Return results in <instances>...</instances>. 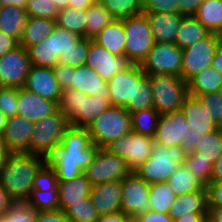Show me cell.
<instances>
[{"instance_id": "16", "label": "cell", "mask_w": 222, "mask_h": 222, "mask_svg": "<svg viewBox=\"0 0 222 222\" xmlns=\"http://www.w3.org/2000/svg\"><path fill=\"white\" fill-rule=\"evenodd\" d=\"M190 130L182 110L160 115L154 142L162 146H181L185 134Z\"/></svg>"}, {"instance_id": "8", "label": "cell", "mask_w": 222, "mask_h": 222, "mask_svg": "<svg viewBox=\"0 0 222 222\" xmlns=\"http://www.w3.org/2000/svg\"><path fill=\"white\" fill-rule=\"evenodd\" d=\"M182 49L174 43L156 42L140 64L146 75L182 77Z\"/></svg>"}, {"instance_id": "43", "label": "cell", "mask_w": 222, "mask_h": 222, "mask_svg": "<svg viewBox=\"0 0 222 222\" xmlns=\"http://www.w3.org/2000/svg\"><path fill=\"white\" fill-rule=\"evenodd\" d=\"M184 165L205 186L212 182V166L210 160L202 158V155L194 152L186 155Z\"/></svg>"}, {"instance_id": "50", "label": "cell", "mask_w": 222, "mask_h": 222, "mask_svg": "<svg viewBox=\"0 0 222 222\" xmlns=\"http://www.w3.org/2000/svg\"><path fill=\"white\" fill-rule=\"evenodd\" d=\"M200 102L203 104L209 113L212 121L218 128H222V95L218 92L204 95H197Z\"/></svg>"}, {"instance_id": "5", "label": "cell", "mask_w": 222, "mask_h": 222, "mask_svg": "<svg viewBox=\"0 0 222 222\" xmlns=\"http://www.w3.org/2000/svg\"><path fill=\"white\" fill-rule=\"evenodd\" d=\"M153 108L160 114L180 110L189 95L188 83L180 76L149 75Z\"/></svg>"}, {"instance_id": "28", "label": "cell", "mask_w": 222, "mask_h": 222, "mask_svg": "<svg viewBox=\"0 0 222 222\" xmlns=\"http://www.w3.org/2000/svg\"><path fill=\"white\" fill-rule=\"evenodd\" d=\"M55 26L56 20L54 19L27 17L19 45L27 50L29 47L39 44L51 35Z\"/></svg>"}, {"instance_id": "20", "label": "cell", "mask_w": 222, "mask_h": 222, "mask_svg": "<svg viewBox=\"0 0 222 222\" xmlns=\"http://www.w3.org/2000/svg\"><path fill=\"white\" fill-rule=\"evenodd\" d=\"M122 181H108L91 188L90 199L99 216L121 211Z\"/></svg>"}, {"instance_id": "39", "label": "cell", "mask_w": 222, "mask_h": 222, "mask_svg": "<svg viewBox=\"0 0 222 222\" xmlns=\"http://www.w3.org/2000/svg\"><path fill=\"white\" fill-rule=\"evenodd\" d=\"M82 37L76 33L60 28L57 25L54 27L50 35L52 48V68L59 63L61 54L74 46Z\"/></svg>"}, {"instance_id": "7", "label": "cell", "mask_w": 222, "mask_h": 222, "mask_svg": "<svg viewBox=\"0 0 222 222\" xmlns=\"http://www.w3.org/2000/svg\"><path fill=\"white\" fill-rule=\"evenodd\" d=\"M69 126V120L59 110L34 123L29 141V153L44 157L51 148L61 142Z\"/></svg>"}, {"instance_id": "21", "label": "cell", "mask_w": 222, "mask_h": 222, "mask_svg": "<svg viewBox=\"0 0 222 222\" xmlns=\"http://www.w3.org/2000/svg\"><path fill=\"white\" fill-rule=\"evenodd\" d=\"M71 89L81 91L87 96L109 99V87L107 82L87 65L74 68Z\"/></svg>"}, {"instance_id": "31", "label": "cell", "mask_w": 222, "mask_h": 222, "mask_svg": "<svg viewBox=\"0 0 222 222\" xmlns=\"http://www.w3.org/2000/svg\"><path fill=\"white\" fill-rule=\"evenodd\" d=\"M188 93L191 96L211 94L218 91L222 83L220 75L213 67L202 69L188 82Z\"/></svg>"}, {"instance_id": "56", "label": "cell", "mask_w": 222, "mask_h": 222, "mask_svg": "<svg viewBox=\"0 0 222 222\" xmlns=\"http://www.w3.org/2000/svg\"><path fill=\"white\" fill-rule=\"evenodd\" d=\"M133 219L136 222H173V218L169 213H160L152 210L138 214Z\"/></svg>"}, {"instance_id": "10", "label": "cell", "mask_w": 222, "mask_h": 222, "mask_svg": "<svg viewBox=\"0 0 222 222\" xmlns=\"http://www.w3.org/2000/svg\"><path fill=\"white\" fill-rule=\"evenodd\" d=\"M220 44V35L210 33L202 40L183 49L182 78L188 82L202 69L211 67L215 52Z\"/></svg>"}, {"instance_id": "12", "label": "cell", "mask_w": 222, "mask_h": 222, "mask_svg": "<svg viewBox=\"0 0 222 222\" xmlns=\"http://www.w3.org/2000/svg\"><path fill=\"white\" fill-rule=\"evenodd\" d=\"M150 185L135 172L122 180L121 211L131 218L150 210Z\"/></svg>"}, {"instance_id": "74", "label": "cell", "mask_w": 222, "mask_h": 222, "mask_svg": "<svg viewBox=\"0 0 222 222\" xmlns=\"http://www.w3.org/2000/svg\"><path fill=\"white\" fill-rule=\"evenodd\" d=\"M129 222H136L133 218Z\"/></svg>"}, {"instance_id": "48", "label": "cell", "mask_w": 222, "mask_h": 222, "mask_svg": "<svg viewBox=\"0 0 222 222\" xmlns=\"http://www.w3.org/2000/svg\"><path fill=\"white\" fill-rule=\"evenodd\" d=\"M81 91L65 89L60 95L58 110L70 120L80 109Z\"/></svg>"}, {"instance_id": "34", "label": "cell", "mask_w": 222, "mask_h": 222, "mask_svg": "<svg viewBox=\"0 0 222 222\" xmlns=\"http://www.w3.org/2000/svg\"><path fill=\"white\" fill-rule=\"evenodd\" d=\"M86 10L67 7L60 9L56 18V25L81 37H86Z\"/></svg>"}, {"instance_id": "68", "label": "cell", "mask_w": 222, "mask_h": 222, "mask_svg": "<svg viewBox=\"0 0 222 222\" xmlns=\"http://www.w3.org/2000/svg\"><path fill=\"white\" fill-rule=\"evenodd\" d=\"M28 0H0V8L6 6H17L26 9Z\"/></svg>"}, {"instance_id": "52", "label": "cell", "mask_w": 222, "mask_h": 222, "mask_svg": "<svg viewBox=\"0 0 222 222\" xmlns=\"http://www.w3.org/2000/svg\"><path fill=\"white\" fill-rule=\"evenodd\" d=\"M58 184L56 172L45 165L38 171L33 182L32 190L49 191Z\"/></svg>"}, {"instance_id": "15", "label": "cell", "mask_w": 222, "mask_h": 222, "mask_svg": "<svg viewBox=\"0 0 222 222\" xmlns=\"http://www.w3.org/2000/svg\"><path fill=\"white\" fill-rule=\"evenodd\" d=\"M144 74L140 64H131L107 82L111 106L125 107L127 104H134L135 84Z\"/></svg>"}, {"instance_id": "37", "label": "cell", "mask_w": 222, "mask_h": 222, "mask_svg": "<svg viewBox=\"0 0 222 222\" xmlns=\"http://www.w3.org/2000/svg\"><path fill=\"white\" fill-rule=\"evenodd\" d=\"M176 197L175 192L167 182L151 184L149 190L150 210L169 213L171 204Z\"/></svg>"}, {"instance_id": "72", "label": "cell", "mask_w": 222, "mask_h": 222, "mask_svg": "<svg viewBox=\"0 0 222 222\" xmlns=\"http://www.w3.org/2000/svg\"><path fill=\"white\" fill-rule=\"evenodd\" d=\"M220 95H222V83L221 86L219 87L218 91H217Z\"/></svg>"}, {"instance_id": "53", "label": "cell", "mask_w": 222, "mask_h": 222, "mask_svg": "<svg viewBox=\"0 0 222 222\" xmlns=\"http://www.w3.org/2000/svg\"><path fill=\"white\" fill-rule=\"evenodd\" d=\"M143 12L178 13L177 0H142Z\"/></svg>"}, {"instance_id": "32", "label": "cell", "mask_w": 222, "mask_h": 222, "mask_svg": "<svg viewBox=\"0 0 222 222\" xmlns=\"http://www.w3.org/2000/svg\"><path fill=\"white\" fill-rule=\"evenodd\" d=\"M194 17L210 32H222V0H204Z\"/></svg>"}, {"instance_id": "59", "label": "cell", "mask_w": 222, "mask_h": 222, "mask_svg": "<svg viewBox=\"0 0 222 222\" xmlns=\"http://www.w3.org/2000/svg\"><path fill=\"white\" fill-rule=\"evenodd\" d=\"M200 136H202L201 133L195 134L192 133L190 130H188V132L185 134L181 147L186 155L195 152V148L198 140L200 139Z\"/></svg>"}, {"instance_id": "60", "label": "cell", "mask_w": 222, "mask_h": 222, "mask_svg": "<svg viewBox=\"0 0 222 222\" xmlns=\"http://www.w3.org/2000/svg\"><path fill=\"white\" fill-rule=\"evenodd\" d=\"M19 45V42L10 35L0 31V57L14 49Z\"/></svg>"}, {"instance_id": "9", "label": "cell", "mask_w": 222, "mask_h": 222, "mask_svg": "<svg viewBox=\"0 0 222 222\" xmlns=\"http://www.w3.org/2000/svg\"><path fill=\"white\" fill-rule=\"evenodd\" d=\"M154 143V138L131 131L111 141L104 148L125 160L134 172L151 156Z\"/></svg>"}, {"instance_id": "22", "label": "cell", "mask_w": 222, "mask_h": 222, "mask_svg": "<svg viewBox=\"0 0 222 222\" xmlns=\"http://www.w3.org/2000/svg\"><path fill=\"white\" fill-rule=\"evenodd\" d=\"M181 110L192 133L204 135L218 129L207 109L197 97L188 95L182 104Z\"/></svg>"}, {"instance_id": "11", "label": "cell", "mask_w": 222, "mask_h": 222, "mask_svg": "<svg viewBox=\"0 0 222 222\" xmlns=\"http://www.w3.org/2000/svg\"><path fill=\"white\" fill-rule=\"evenodd\" d=\"M131 172L125 160L105 148H99L93 162L84 170V175L93 186L108 181H122Z\"/></svg>"}, {"instance_id": "29", "label": "cell", "mask_w": 222, "mask_h": 222, "mask_svg": "<svg viewBox=\"0 0 222 222\" xmlns=\"http://www.w3.org/2000/svg\"><path fill=\"white\" fill-rule=\"evenodd\" d=\"M27 17V12L24 8H19L17 6L1 7L0 31L12 36L19 42Z\"/></svg>"}, {"instance_id": "64", "label": "cell", "mask_w": 222, "mask_h": 222, "mask_svg": "<svg viewBox=\"0 0 222 222\" xmlns=\"http://www.w3.org/2000/svg\"><path fill=\"white\" fill-rule=\"evenodd\" d=\"M207 214H186L178 219H174L173 222H206Z\"/></svg>"}, {"instance_id": "2", "label": "cell", "mask_w": 222, "mask_h": 222, "mask_svg": "<svg viewBox=\"0 0 222 222\" xmlns=\"http://www.w3.org/2000/svg\"><path fill=\"white\" fill-rule=\"evenodd\" d=\"M43 166V156L26 152L8 153L0 167V184L14 203H26L32 182Z\"/></svg>"}, {"instance_id": "57", "label": "cell", "mask_w": 222, "mask_h": 222, "mask_svg": "<svg viewBox=\"0 0 222 222\" xmlns=\"http://www.w3.org/2000/svg\"><path fill=\"white\" fill-rule=\"evenodd\" d=\"M34 222H71L62 210L36 212Z\"/></svg>"}, {"instance_id": "49", "label": "cell", "mask_w": 222, "mask_h": 222, "mask_svg": "<svg viewBox=\"0 0 222 222\" xmlns=\"http://www.w3.org/2000/svg\"><path fill=\"white\" fill-rule=\"evenodd\" d=\"M36 210L26 203H14L1 217V222H34Z\"/></svg>"}, {"instance_id": "41", "label": "cell", "mask_w": 222, "mask_h": 222, "mask_svg": "<svg viewBox=\"0 0 222 222\" xmlns=\"http://www.w3.org/2000/svg\"><path fill=\"white\" fill-rule=\"evenodd\" d=\"M115 19L143 13L142 0H98Z\"/></svg>"}, {"instance_id": "40", "label": "cell", "mask_w": 222, "mask_h": 222, "mask_svg": "<svg viewBox=\"0 0 222 222\" xmlns=\"http://www.w3.org/2000/svg\"><path fill=\"white\" fill-rule=\"evenodd\" d=\"M36 212L59 210V186L58 184L49 191L31 190L26 201Z\"/></svg>"}, {"instance_id": "55", "label": "cell", "mask_w": 222, "mask_h": 222, "mask_svg": "<svg viewBox=\"0 0 222 222\" xmlns=\"http://www.w3.org/2000/svg\"><path fill=\"white\" fill-rule=\"evenodd\" d=\"M206 188L208 207H222V181H212Z\"/></svg>"}, {"instance_id": "30", "label": "cell", "mask_w": 222, "mask_h": 222, "mask_svg": "<svg viewBox=\"0 0 222 222\" xmlns=\"http://www.w3.org/2000/svg\"><path fill=\"white\" fill-rule=\"evenodd\" d=\"M209 34L210 32L194 16H184L174 44L183 50Z\"/></svg>"}, {"instance_id": "3", "label": "cell", "mask_w": 222, "mask_h": 222, "mask_svg": "<svg viewBox=\"0 0 222 222\" xmlns=\"http://www.w3.org/2000/svg\"><path fill=\"white\" fill-rule=\"evenodd\" d=\"M186 154L181 146L153 144L151 156L134 172L149 185L166 182L172 173L184 163Z\"/></svg>"}, {"instance_id": "63", "label": "cell", "mask_w": 222, "mask_h": 222, "mask_svg": "<svg viewBox=\"0 0 222 222\" xmlns=\"http://www.w3.org/2000/svg\"><path fill=\"white\" fill-rule=\"evenodd\" d=\"M206 222H222V207H208Z\"/></svg>"}, {"instance_id": "62", "label": "cell", "mask_w": 222, "mask_h": 222, "mask_svg": "<svg viewBox=\"0 0 222 222\" xmlns=\"http://www.w3.org/2000/svg\"><path fill=\"white\" fill-rule=\"evenodd\" d=\"M13 204L14 202L10 199L8 192L0 184V217H2Z\"/></svg>"}, {"instance_id": "70", "label": "cell", "mask_w": 222, "mask_h": 222, "mask_svg": "<svg viewBox=\"0 0 222 222\" xmlns=\"http://www.w3.org/2000/svg\"><path fill=\"white\" fill-rule=\"evenodd\" d=\"M8 118L0 111V133L2 134L6 127Z\"/></svg>"}, {"instance_id": "17", "label": "cell", "mask_w": 222, "mask_h": 222, "mask_svg": "<svg viewBox=\"0 0 222 222\" xmlns=\"http://www.w3.org/2000/svg\"><path fill=\"white\" fill-rule=\"evenodd\" d=\"M17 116L36 123L58 111V103L38 96L23 87L18 88Z\"/></svg>"}, {"instance_id": "23", "label": "cell", "mask_w": 222, "mask_h": 222, "mask_svg": "<svg viewBox=\"0 0 222 222\" xmlns=\"http://www.w3.org/2000/svg\"><path fill=\"white\" fill-rule=\"evenodd\" d=\"M151 27L155 42L175 43V37L184 15L143 12Z\"/></svg>"}, {"instance_id": "1", "label": "cell", "mask_w": 222, "mask_h": 222, "mask_svg": "<svg viewBox=\"0 0 222 222\" xmlns=\"http://www.w3.org/2000/svg\"><path fill=\"white\" fill-rule=\"evenodd\" d=\"M98 149L87 128L70 125L61 142L44 156V165L55 170L58 181H70L84 173Z\"/></svg>"}, {"instance_id": "71", "label": "cell", "mask_w": 222, "mask_h": 222, "mask_svg": "<svg viewBox=\"0 0 222 222\" xmlns=\"http://www.w3.org/2000/svg\"><path fill=\"white\" fill-rule=\"evenodd\" d=\"M52 1L57 6V8L59 10L68 7V1L69 0H52Z\"/></svg>"}, {"instance_id": "61", "label": "cell", "mask_w": 222, "mask_h": 222, "mask_svg": "<svg viewBox=\"0 0 222 222\" xmlns=\"http://www.w3.org/2000/svg\"><path fill=\"white\" fill-rule=\"evenodd\" d=\"M132 218L129 215H126L122 211L101 215L95 222H129Z\"/></svg>"}, {"instance_id": "46", "label": "cell", "mask_w": 222, "mask_h": 222, "mask_svg": "<svg viewBox=\"0 0 222 222\" xmlns=\"http://www.w3.org/2000/svg\"><path fill=\"white\" fill-rule=\"evenodd\" d=\"M31 66L52 68V48L50 35L39 44L27 49Z\"/></svg>"}, {"instance_id": "35", "label": "cell", "mask_w": 222, "mask_h": 222, "mask_svg": "<svg viewBox=\"0 0 222 222\" xmlns=\"http://www.w3.org/2000/svg\"><path fill=\"white\" fill-rule=\"evenodd\" d=\"M86 38L93 39L108 24L115 20L109 11L98 1L86 10Z\"/></svg>"}, {"instance_id": "27", "label": "cell", "mask_w": 222, "mask_h": 222, "mask_svg": "<svg viewBox=\"0 0 222 222\" xmlns=\"http://www.w3.org/2000/svg\"><path fill=\"white\" fill-rule=\"evenodd\" d=\"M110 53L125 56V32L122 19H115L100 31L93 39Z\"/></svg>"}, {"instance_id": "47", "label": "cell", "mask_w": 222, "mask_h": 222, "mask_svg": "<svg viewBox=\"0 0 222 222\" xmlns=\"http://www.w3.org/2000/svg\"><path fill=\"white\" fill-rule=\"evenodd\" d=\"M59 9L52 0H28L26 12L28 17L56 20Z\"/></svg>"}, {"instance_id": "36", "label": "cell", "mask_w": 222, "mask_h": 222, "mask_svg": "<svg viewBox=\"0 0 222 222\" xmlns=\"http://www.w3.org/2000/svg\"><path fill=\"white\" fill-rule=\"evenodd\" d=\"M195 152L214 164L222 155V128H218L204 135L202 134L196 145Z\"/></svg>"}, {"instance_id": "66", "label": "cell", "mask_w": 222, "mask_h": 222, "mask_svg": "<svg viewBox=\"0 0 222 222\" xmlns=\"http://www.w3.org/2000/svg\"><path fill=\"white\" fill-rule=\"evenodd\" d=\"M211 67H213L214 70L222 75V44L219 45L215 52Z\"/></svg>"}, {"instance_id": "45", "label": "cell", "mask_w": 222, "mask_h": 222, "mask_svg": "<svg viewBox=\"0 0 222 222\" xmlns=\"http://www.w3.org/2000/svg\"><path fill=\"white\" fill-rule=\"evenodd\" d=\"M89 50V38L82 37L74 46L69 48L65 54L59 57V63L76 68L85 65Z\"/></svg>"}, {"instance_id": "54", "label": "cell", "mask_w": 222, "mask_h": 222, "mask_svg": "<svg viewBox=\"0 0 222 222\" xmlns=\"http://www.w3.org/2000/svg\"><path fill=\"white\" fill-rule=\"evenodd\" d=\"M55 78L61 88V90L72 88V74L74 73V68L67 66L62 63H58L54 68Z\"/></svg>"}, {"instance_id": "38", "label": "cell", "mask_w": 222, "mask_h": 222, "mask_svg": "<svg viewBox=\"0 0 222 222\" xmlns=\"http://www.w3.org/2000/svg\"><path fill=\"white\" fill-rule=\"evenodd\" d=\"M160 115L161 114L153 107L131 113L132 131L154 138Z\"/></svg>"}, {"instance_id": "24", "label": "cell", "mask_w": 222, "mask_h": 222, "mask_svg": "<svg viewBox=\"0 0 222 222\" xmlns=\"http://www.w3.org/2000/svg\"><path fill=\"white\" fill-rule=\"evenodd\" d=\"M207 190H196L177 196L170 207V216L178 219L186 214H207Z\"/></svg>"}, {"instance_id": "69", "label": "cell", "mask_w": 222, "mask_h": 222, "mask_svg": "<svg viewBox=\"0 0 222 222\" xmlns=\"http://www.w3.org/2000/svg\"><path fill=\"white\" fill-rule=\"evenodd\" d=\"M8 153L9 152L5 148L2 134L0 133V167L3 163V161L6 159V156L8 155Z\"/></svg>"}, {"instance_id": "26", "label": "cell", "mask_w": 222, "mask_h": 222, "mask_svg": "<svg viewBox=\"0 0 222 222\" xmlns=\"http://www.w3.org/2000/svg\"><path fill=\"white\" fill-rule=\"evenodd\" d=\"M111 106L109 99L87 96L81 92L80 109L69 120L70 125L87 128L100 114Z\"/></svg>"}, {"instance_id": "58", "label": "cell", "mask_w": 222, "mask_h": 222, "mask_svg": "<svg viewBox=\"0 0 222 222\" xmlns=\"http://www.w3.org/2000/svg\"><path fill=\"white\" fill-rule=\"evenodd\" d=\"M204 0H177L178 3V14L184 16H194L198 7L203 3Z\"/></svg>"}, {"instance_id": "67", "label": "cell", "mask_w": 222, "mask_h": 222, "mask_svg": "<svg viewBox=\"0 0 222 222\" xmlns=\"http://www.w3.org/2000/svg\"><path fill=\"white\" fill-rule=\"evenodd\" d=\"M212 181H222V155L212 166Z\"/></svg>"}, {"instance_id": "4", "label": "cell", "mask_w": 222, "mask_h": 222, "mask_svg": "<svg viewBox=\"0 0 222 222\" xmlns=\"http://www.w3.org/2000/svg\"><path fill=\"white\" fill-rule=\"evenodd\" d=\"M87 129L92 144L104 148L111 141L132 131L131 114L124 107L110 106Z\"/></svg>"}, {"instance_id": "51", "label": "cell", "mask_w": 222, "mask_h": 222, "mask_svg": "<svg viewBox=\"0 0 222 222\" xmlns=\"http://www.w3.org/2000/svg\"><path fill=\"white\" fill-rule=\"evenodd\" d=\"M18 88L0 86V111L7 117L17 116Z\"/></svg>"}, {"instance_id": "65", "label": "cell", "mask_w": 222, "mask_h": 222, "mask_svg": "<svg viewBox=\"0 0 222 222\" xmlns=\"http://www.w3.org/2000/svg\"><path fill=\"white\" fill-rule=\"evenodd\" d=\"M97 0H69L68 7L75 8L78 10H87Z\"/></svg>"}, {"instance_id": "14", "label": "cell", "mask_w": 222, "mask_h": 222, "mask_svg": "<svg viewBox=\"0 0 222 222\" xmlns=\"http://www.w3.org/2000/svg\"><path fill=\"white\" fill-rule=\"evenodd\" d=\"M132 63L125 56L110 53L89 38V50L85 65L89 66L105 82L127 69Z\"/></svg>"}, {"instance_id": "19", "label": "cell", "mask_w": 222, "mask_h": 222, "mask_svg": "<svg viewBox=\"0 0 222 222\" xmlns=\"http://www.w3.org/2000/svg\"><path fill=\"white\" fill-rule=\"evenodd\" d=\"M34 129V123L24 117L8 118L2 133L5 148L9 153H29V141Z\"/></svg>"}, {"instance_id": "13", "label": "cell", "mask_w": 222, "mask_h": 222, "mask_svg": "<svg viewBox=\"0 0 222 222\" xmlns=\"http://www.w3.org/2000/svg\"><path fill=\"white\" fill-rule=\"evenodd\" d=\"M30 67L28 51L18 45L0 57V86L23 87Z\"/></svg>"}, {"instance_id": "33", "label": "cell", "mask_w": 222, "mask_h": 222, "mask_svg": "<svg viewBox=\"0 0 222 222\" xmlns=\"http://www.w3.org/2000/svg\"><path fill=\"white\" fill-rule=\"evenodd\" d=\"M166 182L175 192L176 196L194 192L196 190H207L206 186L186 168L184 163L176 168Z\"/></svg>"}, {"instance_id": "6", "label": "cell", "mask_w": 222, "mask_h": 222, "mask_svg": "<svg viewBox=\"0 0 222 222\" xmlns=\"http://www.w3.org/2000/svg\"><path fill=\"white\" fill-rule=\"evenodd\" d=\"M125 57L132 64H141L154 46L155 39L144 13L123 18Z\"/></svg>"}, {"instance_id": "73", "label": "cell", "mask_w": 222, "mask_h": 222, "mask_svg": "<svg viewBox=\"0 0 222 222\" xmlns=\"http://www.w3.org/2000/svg\"><path fill=\"white\" fill-rule=\"evenodd\" d=\"M219 35H220V41H221V44H222V32Z\"/></svg>"}, {"instance_id": "44", "label": "cell", "mask_w": 222, "mask_h": 222, "mask_svg": "<svg viewBox=\"0 0 222 222\" xmlns=\"http://www.w3.org/2000/svg\"><path fill=\"white\" fill-rule=\"evenodd\" d=\"M64 212L71 222H95L99 217L90 197L72 204Z\"/></svg>"}, {"instance_id": "42", "label": "cell", "mask_w": 222, "mask_h": 222, "mask_svg": "<svg viewBox=\"0 0 222 222\" xmlns=\"http://www.w3.org/2000/svg\"><path fill=\"white\" fill-rule=\"evenodd\" d=\"M153 107L152 91L149 75L144 74L135 84L134 104H127L124 108L131 114Z\"/></svg>"}, {"instance_id": "18", "label": "cell", "mask_w": 222, "mask_h": 222, "mask_svg": "<svg viewBox=\"0 0 222 222\" xmlns=\"http://www.w3.org/2000/svg\"><path fill=\"white\" fill-rule=\"evenodd\" d=\"M23 88L57 103L62 93L51 67L31 66Z\"/></svg>"}, {"instance_id": "25", "label": "cell", "mask_w": 222, "mask_h": 222, "mask_svg": "<svg viewBox=\"0 0 222 222\" xmlns=\"http://www.w3.org/2000/svg\"><path fill=\"white\" fill-rule=\"evenodd\" d=\"M59 210L65 211L81 199L90 197L92 185L84 173L70 181H58Z\"/></svg>"}]
</instances>
